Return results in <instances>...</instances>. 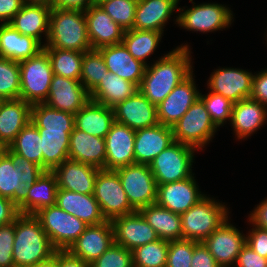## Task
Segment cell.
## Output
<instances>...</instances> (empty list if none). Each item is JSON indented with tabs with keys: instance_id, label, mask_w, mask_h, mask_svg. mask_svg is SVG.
Listing matches in <instances>:
<instances>
[{
	"instance_id": "obj_1",
	"label": "cell",
	"mask_w": 267,
	"mask_h": 267,
	"mask_svg": "<svg viewBox=\"0 0 267 267\" xmlns=\"http://www.w3.org/2000/svg\"><path fill=\"white\" fill-rule=\"evenodd\" d=\"M31 122L37 127L42 140L43 169L52 171L69 159L70 134L75 127L74 114L37 103L31 107Z\"/></svg>"
},
{
	"instance_id": "obj_2",
	"label": "cell",
	"mask_w": 267,
	"mask_h": 267,
	"mask_svg": "<svg viewBox=\"0 0 267 267\" xmlns=\"http://www.w3.org/2000/svg\"><path fill=\"white\" fill-rule=\"evenodd\" d=\"M188 45L177 47L146 67L139 91L154 105L161 103L191 72Z\"/></svg>"
},
{
	"instance_id": "obj_3",
	"label": "cell",
	"mask_w": 267,
	"mask_h": 267,
	"mask_svg": "<svg viewBox=\"0 0 267 267\" xmlns=\"http://www.w3.org/2000/svg\"><path fill=\"white\" fill-rule=\"evenodd\" d=\"M12 252L14 267H32L50 258L56 249L35 215L19 214Z\"/></svg>"
},
{
	"instance_id": "obj_4",
	"label": "cell",
	"mask_w": 267,
	"mask_h": 267,
	"mask_svg": "<svg viewBox=\"0 0 267 267\" xmlns=\"http://www.w3.org/2000/svg\"><path fill=\"white\" fill-rule=\"evenodd\" d=\"M47 39L44 48L91 50L84 11L52 8Z\"/></svg>"
},
{
	"instance_id": "obj_5",
	"label": "cell",
	"mask_w": 267,
	"mask_h": 267,
	"mask_svg": "<svg viewBox=\"0 0 267 267\" xmlns=\"http://www.w3.org/2000/svg\"><path fill=\"white\" fill-rule=\"evenodd\" d=\"M227 212L225 206L204 196L180 215L183 239L203 242L228 219Z\"/></svg>"
},
{
	"instance_id": "obj_6",
	"label": "cell",
	"mask_w": 267,
	"mask_h": 267,
	"mask_svg": "<svg viewBox=\"0 0 267 267\" xmlns=\"http://www.w3.org/2000/svg\"><path fill=\"white\" fill-rule=\"evenodd\" d=\"M20 99L34 105L44 103L53 77L48 53L43 49L37 55L19 62Z\"/></svg>"
},
{
	"instance_id": "obj_7",
	"label": "cell",
	"mask_w": 267,
	"mask_h": 267,
	"mask_svg": "<svg viewBox=\"0 0 267 267\" xmlns=\"http://www.w3.org/2000/svg\"><path fill=\"white\" fill-rule=\"evenodd\" d=\"M56 250H68L88 226L56 204L35 214Z\"/></svg>"
},
{
	"instance_id": "obj_8",
	"label": "cell",
	"mask_w": 267,
	"mask_h": 267,
	"mask_svg": "<svg viewBox=\"0 0 267 267\" xmlns=\"http://www.w3.org/2000/svg\"><path fill=\"white\" fill-rule=\"evenodd\" d=\"M195 148L174 142L156 156L149 168L157 185L181 181L192 176L191 166Z\"/></svg>"
},
{
	"instance_id": "obj_9",
	"label": "cell",
	"mask_w": 267,
	"mask_h": 267,
	"mask_svg": "<svg viewBox=\"0 0 267 267\" xmlns=\"http://www.w3.org/2000/svg\"><path fill=\"white\" fill-rule=\"evenodd\" d=\"M172 129L175 142L201 148L210 141L217 127L212 122L205 104L199 98Z\"/></svg>"
},
{
	"instance_id": "obj_10",
	"label": "cell",
	"mask_w": 267,
	"mask_h": 267,
	"mask_svg": "<svg viewBox=\"0 0 267 267\" xmlns=\"http://www.w3.org/2000/svg\"><path fill=\"white\" fill-rule=\"evenodd\" d=\"M93 196L106 220L136 212L128 201L121 180L115 170L100 169L96 176Z\"/></svg>"
},
{
	"instance_id": "obj_11",
	"label": "cell",
	"mask_w": 267,
	"mask_h": 267,
	"mask_svg": "<svg viewBox=\"0 0 267 267\" xmlns=\"http://www.w3.org/2000/svg\"><path fill=\"white\" fill-rule=\"evenodd\" d=\"M131 206L141 208L156 203L157 182L147 164H132L115 170Z\"/></svg>"
},
{
	"instance_id": "obj_12",
	"label": "cell",
	"mask_w": 267,
	"mask_h": 267,
	"mask_svg": "<svg viewBox=\"0 0 267 267\" xmlns=\"http://www.w3.org/2000/svg\"><path fill=\"white\" fill-rule=\"evenodd\" d=\"M192 75L191 72L156 106L159 124L173 127L199 99Z\"/></svg>"
},
{
	"instance_id": "obj_13",
	"label": "cell",
	"mask_w": 267,
	"mask_h": 267,
	"mask_svg": "<svg viewBox=\"0 0 267 267\" xmlns=\"http://www.w3.org/2000/svg\"><path fill=\"white\" fill-rule=\"evenodd\" d=\"M114 243L119 244L128 250L159 239L155 230L148 224L139 211L132 214L118 216L111 220Z\"/></svg>"
},
{
	"instance_id": "obj_14",
	"label": "cell",
	"mask_w": 267,
	"mask_h": 267,
	"mask_svg": "<svg viewBox=\"0 0 267 267\" xmlns=\"http://www.w3.org/2000/svg\"><path fill=\"white\" fill-rule=\"evenodd\" d=\"M88 101H90V94L80 80L53 74L48 97L44 102L46 105L76 114Z\"/></svg>"
},
{
	"instance_id": "obj_15",
	"label": "cell",
	"mask_w": 267,
	"mask_h": 267,
	"mask_svg": "<svg viewBox=\"0 0 267 267\" xmlns=\"http://www.w3.org/2000/svg\"><path fill=\"white\" fill-rule=\"evenodd\" d=\"M114 243V232L111 221L98 225H89L68 251L89 265L99 258Z\"/></svg>"
},
{
	"instance_id": "obj_16",
	"label": "cell",
	"mask_w": 267,
	"mask_h": 267,
	"mask_svg": "<svg viewBox=\"0 0 267 267\" xmlns=\"http://www.w3.org/2000/svg\"><path fill=\"white\" fill-rule=\"evenodd\" d=\"M115 121L133 130L149 128L159 124L156 105L139 90L113 107Z\"/></svg>"
},
{
	"instance_id": "obj_17",
	"label": "cell",
	"mask_w": 267,
	"mask_h": 267,
	"mask_svg": "<svg viewBox=\"0 0 267 267\" xmlns=\"http://www.w3.org/2000/svg\"><path fill=\"white\" fill-rule=\"evenodd\" d=\"M203 243L220 267H229L236 262L246 237L226 219Z\"/></svg>"
},
{
	"instance_id": "obj_18",
	"label": "cell",
	"mask_w": 267,
	"mask_h": 267,
	"mask_svg": "<svg viewBox=\"0 0 267 267\" xmlns=\"http://www.w3.org/2000/svg\"><path fill=\"white\" fill-rule=\"evenodd\" d=\"M230 11L220 4H200L181 13L177 22L188 30L201 32L219 30L231 24Z\"/></svg>"
},
{
	"instance_id": "obj_19",
	"label": "cell",
	"mask_w": 267,
	"mask_h": 267,
	"mask_svg": "<svg viewBox=\"0 0 267 267\" xmlns=\"http://www.w3.org/2000/svg\"><path fill=\"white\" fill-rule=\"evenodd\" d=\"M136 131L114 122L105 136L106 170H116L135 164L134 141Z\"/></svg>"
},
{
	"instance_id": "obj_20",
	"label": "cell",
	"mask_w": 267,
	"mask_h": 267,
	"mask_svg": "<svg viewBox=\"0 0 267 267\" xmlns=\"http://www.w3.org/2000/svg\"><path fill=\"white\" fill-rule=\"evenodd\" d=\"M194 177L158 185L156 204L176 214H183L204 197Z\"/></svg>"
},
{
	"instance_id": "obj_21",
	"label": "cell",
	"mask_w": 267,
	"mask_h": 267,
	"mask_svg": "<svg viewBox=\"0 0 267 267\" xmlns=\"http://www.w3.org/2000/svg\"><path fill=\"white\" fill-rule=\"evenodd\" d=\"M253 77L254 75L241 69L223 68L211 75L208 86L211 92L236 103L250 97Z\"/></svg>"
},
{
	"instance_id": "obj_22",
	"label": "cell",
	"mask_w": 267,
	"mask_h": 267,
	"mask_svg": "<svg viewBox=\"0 0 267 267\" xmlns=\"http://www.w3.org/2000/svg\"><path fill=\"white\" fill-rule=\"evenodd\" d=\"M99 170L95 166L67 159L52 172L56 176L58 188L75 193L93 194Z\"/></svg>"
},
{
	"instance_id": "obj_23",
	"label": "cell",
	"mask_w": 267,
	"mask_h": 267,
	"mask_svg": "<svg viewBox=\"0 0 267 267\" xmlns=\"http://www.w3.org/2000/svg\"><path fill=\"white\" fill-rule=\"evenodd\" d=\"M174 142L173 129L170 126L157 124L153 127L136 130L135 163L149 165L156 156Z\"/></svg>"
},
{
	"instance_id": "obj_24",
	"label": "cell",
	"mask_w": 267,
	"mask_h": 267,
	"mask_svg": "<svg viewBox=\"0 0 267 267\" xmlns=\"http://www.w3.org/2000/svg\"><path fill=\"white\" fill-rule=\"evenodd\" d=\"M84 15L92 49L122 43L124 30L98 4L90 6Z\"/></svg>"
},
{
	"instance_id": "obj_25",
	"label": "cell",
	"mask_w": 267,
	"mask_h": 267,
	"mask_svg": "<svg viewBox=\"0 0 267 267\" xmlns=\"http://www.w3.org/2000/svg\"><path fill=\"white\" fill-rule=\"evenodd\" d=\"M31 107L20 98L0 100V149L9 147L17 134L31 122Z\"/></svg>"
},
{
	"instance_id": "obj_26",
	"label": "cell",
	"mask_w": 267,
	"mask_h": 267,
	"mask_svg": "<svg viewBox=\"0 0 267 267\" xmlns=\"http://www.w3.org/2000/svg\"><path fill=\"white\" fill-rule=\"evenodd\" d=\"M57 190L55 174L44 171L36 182L25 188L24 196L17 204L19 214L35 215L42 208L55 205Z\"/></svg>"
},
{
	"instance_id": "obj_27",
	"label": "cell",
	"mask_w": 267,
	"mask_h": 267,
	"mask_svg": "<svg viewBox=\"0 0 267 267\" xmlns=\"http://www.w3.org/2000/svg\"><path fill=\"white\" fill-rule=\"evenodd\" d=\"M98 50L101 52L109 72L133 82L139 87L147 65L135 59L123 43L104 46Z\"/></svg>"
},
{
	"instance_id": "obj_28",
	"label": "cell",
	"mask_w": 267,
	"mask_h": 267,
	"mask_svg": "<svg viewBox=\"0 0 267 267\" xmlns=\"http://www.w3.org/2000/svg\"><path fill=\"white\" fill-rule=\"evenodd\" d=\"M69 159L106 169L105 138L87 134L74 127L70 134Z\"/></svg>"
},
{
	"instance_id": "obj_29",
	"label": "cell",
	"mask_w": 267,
	"mask_h": 267,
	"mask_svg": "<svg viewBox=\"0 0 267 267\" xmlns=\"http://www.w3.org/2000/svg\"><path fill=\"white\" fill-rule=\"evenodd\" d=\"M56 205L89 225H98L105 221L100 205L93 194L75 193L58 188Z\"/></svg>"
},
{
	"instance_id": "obj_30",
	"label": "cell",
	"mask_w": 267,
	"mask_h": 267,
	"mask_svg": "<svg viewBox=\"0 0 267 267\" xmlns=\"http://www.w3.org/2000/svg\"><path fill=\"white\" fill-rule=\"evenodd\" d=\"M43 48L37 39L21 34L10 24L0 25V57L20 62L37 55Z\"/></svg>"
},
{
	"instance_id": "obj_31",
	"label": "cell",
	"mask_w": 267,
	"mask_h": 267,
	"mask_svg": "<svg viewBox=\"0 0 267 267\" xmlns=\"http://www.w3.org/2000/svg\"><path fill=\"white\" fill-rule=\"evenodd\" d=\"M114 122L113 108L92 100L74 114V124L77 129L100 138H105Z\"/></svg>"
},
{
	"instance_id": "obj_32",
	"label": "cell",
	"mask_w": 267,
	"mask_h": 267,
	"mask_svg": "<svg viewBox=\"0 0 267 267\" xmlns=\"http://www.w3.org/2000/svg\"><path fill=\"white\" fill-rule=\"evenodd\" d=\"M177 0H138L133 29L163 32Z\"/></svg>"
},
{
	"instance_id": "obj_33",
	"label": "cell",
	"mask_w": 267,
	"mask_h": 267,
	"mask_svg": "<svg viewBox=\"0 0 267 267\" xmlns=\"http://www.w3.org/2000/svg\"><path fill=\"white\" fill-rule=\"evenodd\" d=\"M51 9L52 7L42 4L24 3L8 24L21 34L31 36L41 43L42 32L48 37Z\"/></svg>"
},
{
	"instance_id": "obj_34",
	"label": "cell",
	"mask_w": 267,
	"mask_h": 267,
	"mask_svg": "<svg viewBox=\"0 0 267 267\" xmlns=\"http://www.w3.org/2000/svg\"><path fill=\"white\" fill-rule=\"evenodd\" d=\"M266 108L265 105L251 98L233 103L231 123L238 139L245 138L263 125L267 119Z\"/></svg>"
},
{
	"instance_id": "obj_35",
	"label": "cell",
	"mask_w": 267,
	"mask_h": 267,
	"mask_svg": "<svg viewBox=\"0 0 267 267\" xmlns=\"http://www.w3.org/2000/svg\"><path fill=\"white\" fill-rule=\"evenodd\" d=\"M138 88L135 83L107 71L101 82L89 93L90 100L113 108L134 95L139 90Z\"/></svg>"
},
{
	"instance_id": "obj_36",
	"label": "cell",
	"mask_w": 267,
	"mask_h": 267,
	"mask_svg": "<svg viewBox=\"0 0 267 267\" xmlns=\"http://www.w3.org/2000/svg\"><path fill=\"white\" fill-rule=\"evenodd\" d=\"M159 239L172 241L183 239L181 216L159 205L150 204L139 210Z\"/></svg>"
},
{
	"instance_id": "obj_37",
	"label": "cell",
	"mask_w": 267,
	"mask_h": 267,
	"mask_svg": "<svg viewBox=\"0 0 267 267\" xmlns=\"http://www.w3.org/2000/svg\"><path fill=\"white\" fill-rule=\"evenodd\" d=\"M41 137L37 127L29 122L9 145V149L17 155L34 162L43 168Z\"/></svg>"
},
{
	"instance_id": "obj_38",
	"label": "cell",
	"mask_w": 267,
	"mask_h": 267,
	"mask_svg": "<svg viewBox=\"0 0 267 267\" xmlns=\"http://www.w3.org/2000/svg\"><path fill=\"white\" fill-rule=\"evenodd\" d=\"M162 32L131 29L124 31L122 43L128 52L137 60L145 62V59L154 52Z\"/></svg>"
},
{
	"instance_id": "obj_39",
	"label": "cell",
	"mask_w": 267,
	"mask_h": 267,
	"mask_svg": "<svg viewBox=\"0 0 267 267\" xmlns=\"http://www.w3.org/2000/svg\"><path fill=\"white\" fill-rule=\"evenodd\" d=\"M43 49L48 53L53 74L80 80L84 52L58 48Z\"/></svg>"
},
{
	"instance_id": "obj_40",
	"label": "cell",
	"mask_w": 267,
	"mask_h": 267,
	"mask_svg": "<svg viewBox=\"0 0 267 267\" xmlns=\"http://www.w3.org/2000/svg\"><path fill=\"white\" fill-rule=\"evenodd\" d=\"M25 188L24 184L19 180L18 169L0 149V196L18 204L24 196Z\"/></svg>"
},
{
	"instance_id": "obj_41",
	"label": "cell",
	"mask_w": 267,
	"mask_h": 267,
	"mask_svg": "<svg viewBox=\"0 0 267 267\" xmlns=\"http://www.w3.org/2000/svg\"><path fill=\"white\" fill-rule=\"evenodd\" d=\"M169 241L158 239L132 250L133 267H165Z\"/></svg>"
},
{
	"instance_id": "obj_42",
	"label": "cell",
	"mask_w": 267,
	"mask_h": 267,
	"mask_svg": "<svg viewBox=\"0 0 267 267\" xmlns=\"http://www.w3.org/2000/svg\"><path fill=\"white\" fill-rule=\"evenodd\" d=\"M108 71L101 52L91 49L83 53L80 82L90 93L105 77Z\"/></svg>"
},
{
	"instance_id": "obj_43",
	"label": "cell",
	"mask_w": 267,
	"mask_h": 267,
	"mask_svg": "<svg viewBox=\"0 0 267 267\" xmlns=\"http://www.w3.org/2000/svg\"><path fill=\"white\" fill-rule=\"evenodd\" d=\"M19 62L0 57V100L19 99Z\"/></svg>"
},
{
	"instance_id": "obj_44",
	"label": "cell",
	"mask_w": 267,
	"mask_h": 267,
	"mask_svg": "<svg viewBox=\"0 0 267 267\" xmlns=\"http://www.w3.org/2000/svg\"><path fill=\"white\" fill-rule=\"evenodd\" d=\"M138 0H104L98 3L124 31L133 29Z\"/></svg>"
},
{
	"instance_id": "obj_45",
	"label": "cell",
	"mask_w": 267,
	"mask_h": 267,
	"mask_svg": "<svg viewBox=\"0 0 267 267\" xmlns=\"http://www.w3.org/2000/svg\"><path fill=\"white\" fill-rule=\"evenodd\" d=\"M205 104L210 118L216 127H219L228 118L231 119L233 102L220 94L210 92L207 96L199 95Z\"/></svg>"
},
{
	"instance_id": "obj_46",
	"label": "cell",
	"mask_w": 267,
	"mask_h": 267,
	"mask_svg": "<svg viewBox=\"0 0 267 267\" xmlns=\"http://www.w3.org/2000/svg\"><path fill=\"white\" fill-rule=\"evenodd\" d=\"M194 241L179 239L169 241L165 267H191Z\"/></svg>"
},
{
	"instance_id": "obj_47",
	"label": "cell",
	"mask_w": 267,
	"mask_h": 267,
	"mask_svg": "<svg viewBox=\"0 0 267 267\" xmlns=\"http://www.w3.org/2000/svg\"><path fill=\"white\" fill-rule=\"evenodd\" d=\"M90 267H133L132 251L113 243Z\"/></svg>"
},
{
	"instance_id": "obj_48",
	"label": "cell",
	"mask_w": 267,
	"mask_h": 267,
	"mask_svg": "<svg viewBox=\"0 0 267 267\" xmlns=\"http://www.w3.org/2000/svg\"><path fill=\"white\" fill-rule=\"evenodd\" d=\"M18 169L19 180L25 187L31 186L45 171L42 167L12 152L8 147L1 149Z\"/></svg>"
},
{
	"instance_id": "obj_49",
	"label": "cell",
	"mask_w": 267,
	"mask_h": 267,
	"mask_svg": "<svg viewBox=\"0 0 267 267\" xmlns=\"http://www.w3.org/2000/svg\"><path fill=\"white\" fill-rule=\"evenodd\" d=\"M15 239V221L0 226V267H14L13 243Z\"/></svg>"
},
{
	"instance_id": "obj_50",
	"label": "cell",
	"mask_w": 267,
	"mask_h": 267,
	"mask_svg": "<svg viewBox=\"0 0 267 267\" xmlns=\"http://www.w3.org/2000/svg\"><path fill=\"white\" fill-rule=\"evenodd\" d=\"M235 263L237 267H267V258L260 256L245 244Z\"/></svg>"
},
{
	"instance_id": "obj_51",
	"label": "cell",
	"mask_w": 267,
	"mask_h": 267,
	"mask_svg": "<svg viewBox=\"0 0 267 267\" xmlns=\"http://www.w3.org/2000/svg\"><path fill=\"white\" fill-rule=\"evenodd\" d=\"M191 267H220L203 242L194 241Z\"/></svg>"
},
{
	"instance_id": "obj_52",
	"label": "cell",
	"mask_w": 267,
	"mask_h": 267,
	"mask_svg": "<svg viewBox=\"0 0 267 267\" xmlns=\"http://www.w3.org/2000/svg\"><path fill=\"white\" fill-rule=\"evenodd\" d=\"M246 244L249 245L254 252L267 258V230L255 226L248 237H246Z\"/></svg>"
},
{
	"instance_id": "obj_53",
	"label": "cell",
	"mask_w": 267,
	"mask_h": 267,
	"mask_svg": "<svg viewBox=\"0 0 267 267\" xmlns=\"http://www.w3.org/2000/svg\"><path fill=\"white\" fill-rule=\"evenodd\" d=\"M249 98L267 106V70L254 75Z\"/></svg>"
},
{
	"instance_id": "obj_54",
	"label": "cell",
	"mask_w": 267,
	"mask_h": 267,
	"mask_svg": "<svg viewBox=\"0 0 267 267\" xmlns=\"http://www.w3.org/2000/svg\"><path fill=\"white\" fill-rule=\"evenodd\" d=\"M18 215L17 204L8 198L0 196V226L12 223Z\"/></svg>"
},
{
	"instance_id": "obj_55",
	"label": "cell",
	"mask_w": 267,
	"mask_h": 267,
	"mask_svg": "<svg viewBox=\"0 0 267 267\" xmlns=\"http://www.w3.org/2000/svg\"><path fill=\"white\" fill-rule=\"evenodd\" d=\"M23 4L22 0H0V21H4V24L9 23Z\"/></svg>"
},
{
	"instance_id": "obj_56",
	"label": "cell",
	"mask_w": 267,
	"mask_h": 267,
	"mask_svg": "<svg viewBox=\"0 0 267 267\" xmlns=\"http://www.w3.org/2000/svg\"><path fill=\"white\" fill-rule=\"evenodd\" d=\"M94 4V0H51V7L57 9L86 11Z\"/></svg>"
},
{
	"instance_id": "obj_57",
	"label": "cell",
	"mask_w": 267,
	"mask_h": 267,
	"mask_svg": "<svg viewBox=\"0 0 267 267\" xmlns=\"http://www.w3.org/2000/svg\"><path fill=\"white\" fill-rule=\"evenodd\" d=\"M58 267H90V265L73 256L68 250H58Z\"/></svg>"
},
{
	"instance_id": "obj_58",
	"label": "cell",
	"mask_w": 267,
	"mask_h": 267,
	"mask_svg": "<svg viewBox=\"0 0 267 267\" xmlns=\"http://www.w3.org/2000/svg\"><path fill=\"white\" fill-rule=\"evenodd\" d=\"M250 221L258 228L267 230V199H265L257 208L251 213Z\"/></svg>"
},
{
	"instance_id": "obj_59",
	"label": "cell",
	"mask_w": 267,
	"mask_h": 267,
	"mask_svg": "<svg viewBox=\"0 0 267 267\" xmlns=\"http://www.w3.org/2000/svg\"><path fill=\"white\" fill-rule=\"evenodd\" d=\"M32 267H58V250L52 255L50 258L38 262L36 265Z\"/></svg>"
},
{
	"instance_id": "obj_60",
	"label": "cell",
	"mask_w": 267,
	"mask_h": 267,
	"mask_svg": "<svg viewBox=\"0 0 267 267\" xmlns=\"http://www.w3.org/2000/svg\"><path fill=\"white\" fill-rule=\"evenodd\" d=\"M27 4H42L51 7V0H22Z\"/></svg>"
},
{
	"instance_id": "obj_61",
	"label": "cell",
	"mask_w": 267,
	"mask_h": 267,
	"mask_svg": "<svg viewBox=\"0 0 267 267\" xmlns=\"http://www.w3.org/2000/svg\"><path fill=\"white\" fill-rule=\"evenodd\" d=\"M94 1H95V4H98L99 2L104 1V0H94Z\"/></svg>"
}]
</instances>
